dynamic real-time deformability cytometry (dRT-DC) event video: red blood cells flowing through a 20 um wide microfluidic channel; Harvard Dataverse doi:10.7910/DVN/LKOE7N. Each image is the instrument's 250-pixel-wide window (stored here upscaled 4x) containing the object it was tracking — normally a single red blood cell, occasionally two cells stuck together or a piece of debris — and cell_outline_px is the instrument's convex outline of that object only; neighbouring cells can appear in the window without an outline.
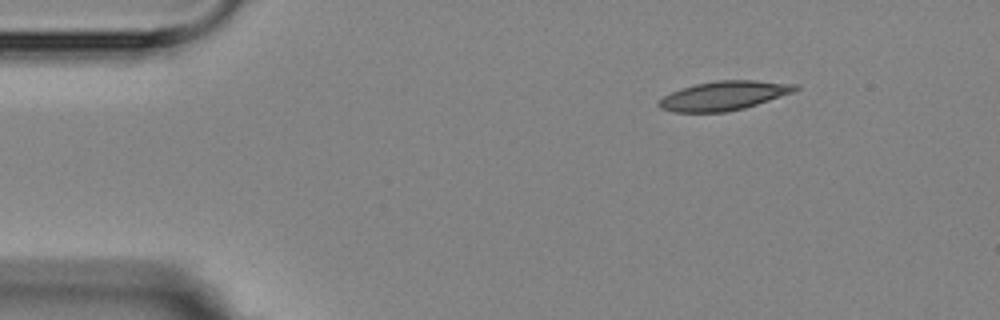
{"species": "Egyptian fruit bat (a non-hibernating species)", "species_latin": "Rousettus aegyptiacus", "temperature_condition": "room temperature", "stored_images_in_passage": 2, "camera_frame_rate_fps": 3000, "um_per_image_px": 0.085, "animal": {"sex": "female"}, "frame": {"image": 1, "passage_image": 2, "time_ms": 1.333, "image_size_px": [1000, 320], "cell_outline_px": [[800, 88], [796, 92], [744, 108], [724, 112], [672, 112], [660, 108], [656, 104], [664, 96], [680, 88], [696, 84], [716, 80], [756, 80], [800, 84]], "centroid_in_image_um": [61.58, 8.12], "position_along_channel_um": 23.4, "area_um2": 23.35}}